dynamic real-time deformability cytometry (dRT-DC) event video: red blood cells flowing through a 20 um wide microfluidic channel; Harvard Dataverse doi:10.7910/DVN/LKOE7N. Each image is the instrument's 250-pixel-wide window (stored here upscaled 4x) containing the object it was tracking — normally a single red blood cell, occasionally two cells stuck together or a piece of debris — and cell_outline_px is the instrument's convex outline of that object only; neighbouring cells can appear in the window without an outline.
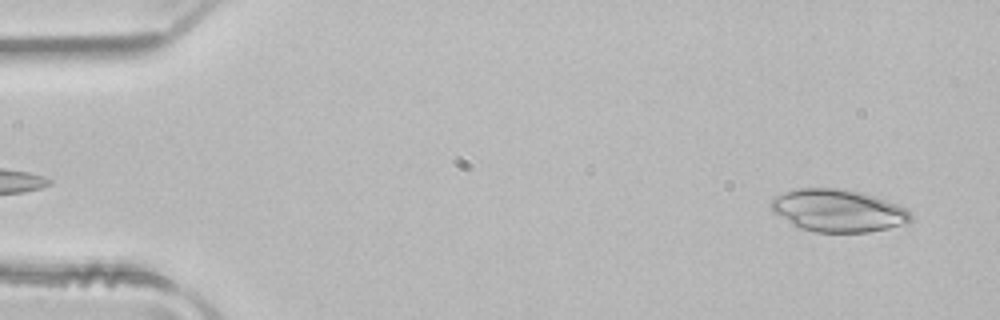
{"species": "common noctule bat (a hibernating species)", "species_latin": "Nyctalus noctula", "temperature_condition": "room temperature", "stored_images_in_passage": 48, "camera_frame_rate_fps": 3000, "um_per_image_px": 0.085, "animal": {"sex": "male", "body_mass_g": 21.5, "forearm_length_mm": 52.0}, "frame": {"image": 1, "passage_image": 2, "time_ms": 0.333, "image_size_px": [1000, 320], "cell_outline_px": [[912, 220], [908, 224], [868, 232], [812, 232], [800, 228], [792, 224], [772, 212], [768, 204], [772, 196], [796, 188], [836, 188], [860, 192], [876, 196], [896, 204], [904, 208], [912, 216]], "centroid_in_image_um": [71.18, 17.9], "position_along_channel_um": 13.8, "area_um2": 34.85}}
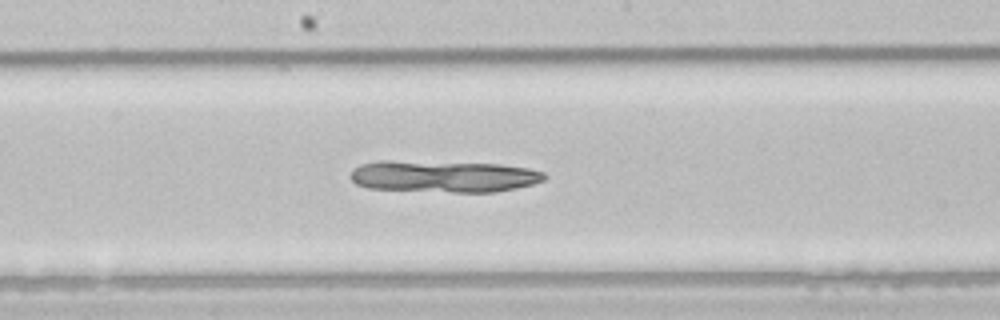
{"frame": {"image": 2, "passage_image": 25, "time_ms": 8.0, "image_size_px": [1000, 320], "cell_outline_px": [[548, 176], [544, 180], [532, 184], [516, 188], [496, 192], [452, 192], [368, 188], [356, 184], [348, 176], [352, 168], [360, 164], [380, 160], [392, 160], [500, 164], [528, 168], [544, 172]], "centroid_in_image_um": [37.67, 14.98], "position_along_channel_um": 210.5, "area_um2": 36.24}}
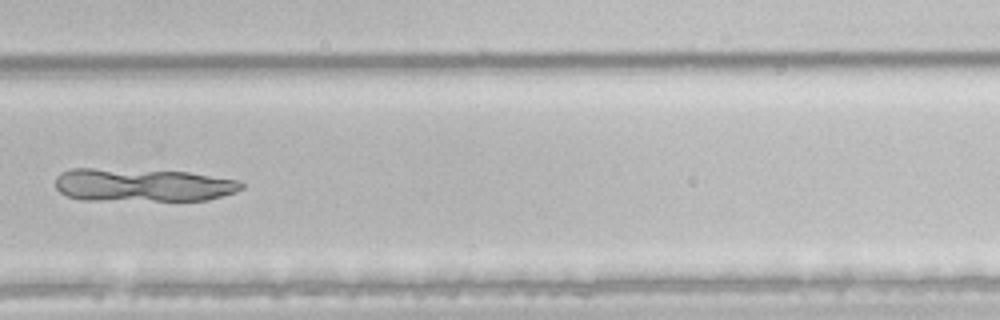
{"frame": {"image": 3, "passage_image": 33, "time_ms": 10.667, "image_size_px": [1000, 320], "cell_outline_px": [[244, 188], [236, 192], [208, 200], [80, 200], [68, 196], [60, 192], [56, 188], [56, 176], [60, 172], [72, 168], [92, 168], [188, 172], [240, 180], [244, 184]], "centroid_in_image_um": [12.13, 15.73], "position_along_channel_um": 317.7, "area_um2": 36.13}}